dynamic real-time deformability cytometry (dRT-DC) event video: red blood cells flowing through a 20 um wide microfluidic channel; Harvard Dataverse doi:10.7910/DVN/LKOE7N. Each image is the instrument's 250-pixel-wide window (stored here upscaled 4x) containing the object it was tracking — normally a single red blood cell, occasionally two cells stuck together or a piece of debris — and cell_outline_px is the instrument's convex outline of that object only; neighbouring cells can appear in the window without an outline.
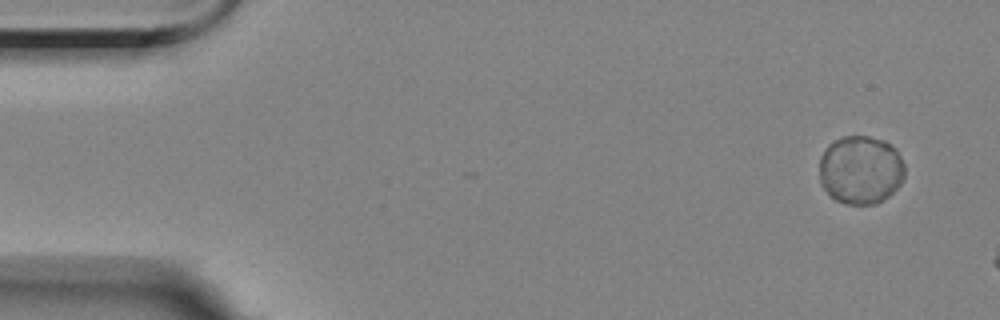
{"species": "Egyptian fruit bat (a non-hibernating species)", "species_latin": "Rousettus aegyptiacus", "temperature_condition": "room temperature", "stored_images_in_passage": 3, "segment_of_instrument_passage": [2, 2], "camera_frame_rate_fps": 3000, "um_per_image_px": 0.085, "animal": {"sex": "female"}, "frame": {"image": 1, "passage_image": 3, "time_ms": 2.333, "image_size_px": [1000, 320], "cell_outline_px": [[904, 180], [884, 200], [876, 204], [848, 204], [836, 200], [820, 184], [820, 156], [828, 144], [844, 136], [868, 136], [884, 140], [896, 148], [904, 164]], "centroid_in_image_um": [73.16, 14.43], "position_along_channel_um": 11.8, "area_um2": 34.22}}